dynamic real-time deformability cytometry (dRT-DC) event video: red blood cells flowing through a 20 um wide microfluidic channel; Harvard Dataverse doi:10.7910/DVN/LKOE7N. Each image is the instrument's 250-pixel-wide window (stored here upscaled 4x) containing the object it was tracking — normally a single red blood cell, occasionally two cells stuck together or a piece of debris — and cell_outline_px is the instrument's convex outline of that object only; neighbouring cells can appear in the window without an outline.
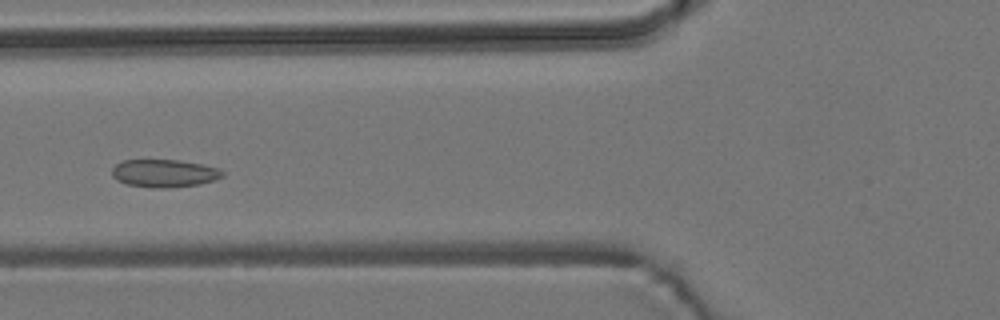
{"species": "common noctule bat (a hibernating species)", "species_latin": "Nyctalus noctula", "temperature_condition": "room temperature", "stored_images_in_passage": 8, "camera_frame_rate_fps": 3000, "um_per_image_px": 0.085, "animal": {"sex": "male", "body_mass_g": 19.2, "forearm_length_mm": 51.8}, "frame": {"image": 1, "passage_image": 4, "time_ms": 5.0, "image_size_px": [1000, 320], "cell_outline_px": [[224, 176], [216, 180], [200, 184], [168, 188], [152, 188], [128, 184], [116, 180], [112, 176], [112, 168], [116, 164], [124, 160], [180, 160], [220, 168], [224, 172]], "centroid_in_image_um": [13.98, 14.73], "position_along_channel_um": 111.8, "area_um2": 18.03}}
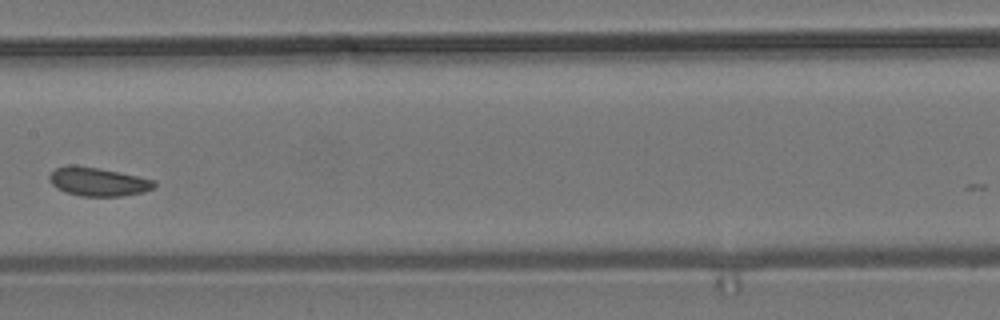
{"frame": {"image": 2, "passage_image": 6, "time_ms": 7.333, "image_size_px": [1000, 320], "cell_outline_px": [[156, 184], [152, 188], [144, 192], [120, 196], [80, 196], [56, 188], [48, 180], [48, 176], [56, 168], [68, 164], [76, 164], [100, 168], [120, 172], [156, 180]], "centroid_in_image_um": [8.31, 15.43], "position_along_channel_um": 199.1, "area_um2": 17.63}}
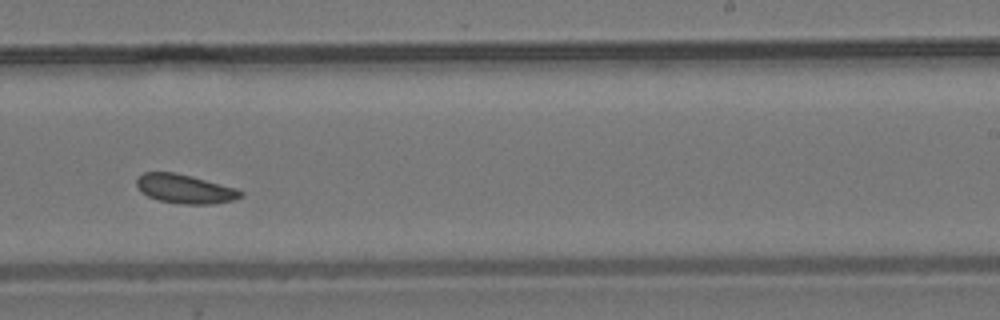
{"frame": {"image": 3, "passage_image": 8, "time_ms": 9.333, "image_size_px": [1000, 320], "cell_outline_px": [[244, 196], [232, 200], [216, 204], [180, 204], [160, 200], [148, 196], [140, 192], [136, 184], [136, 180], [144, 172], [172, 172], [192, 176], [236, 188], [244, 192]], "centroid_in_image_um": [15.73, 16.06], "position_along_channel_um": 273.3, "area_um2": 17.63}}